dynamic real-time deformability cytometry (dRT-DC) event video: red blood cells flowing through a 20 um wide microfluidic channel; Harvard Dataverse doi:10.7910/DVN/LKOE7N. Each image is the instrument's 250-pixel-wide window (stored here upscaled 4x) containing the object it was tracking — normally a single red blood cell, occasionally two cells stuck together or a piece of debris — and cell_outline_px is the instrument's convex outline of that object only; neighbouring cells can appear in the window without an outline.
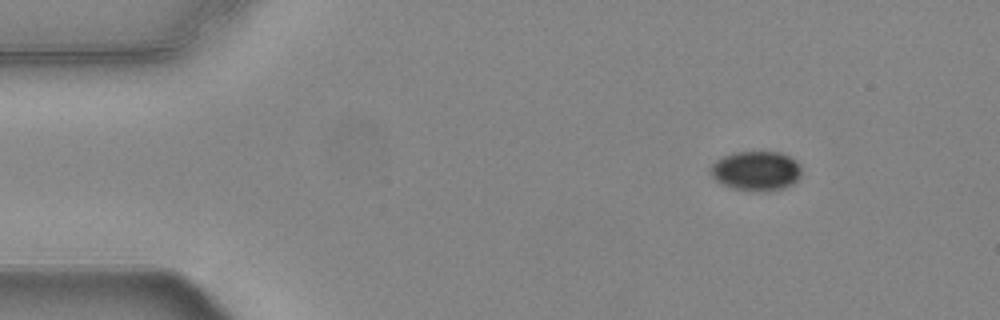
{"species": "common noctule bat (a hibernating species)", "species_latin": "Nyctalus noctula", "temperature_condition": "warm", "stored_images_in_passage": 49, "camera_frame_rate_fps": 3000, "um_per_image_px": 0.085, "animal": {"sex": "female", "body_mass_g": 24.6, "forearm_length_mm": 56.2}, "frame": {"image": 1, "passage_image": 1, "time_ms": 0.0, "image_size_px": [1000, 320], "cell_outline_px": [[800, 176], [792, 184], [784, 188], [764, 192], [732, 188], [716, 180], [708, 172], [708, 168], [720, 156], [736, 152], [780, 152], [796, 160], [800, 164]], "centroid_in_image_um": [64.24, 14.52], "position_along_channel_um": 20.8, "area_um2": 21.1}}
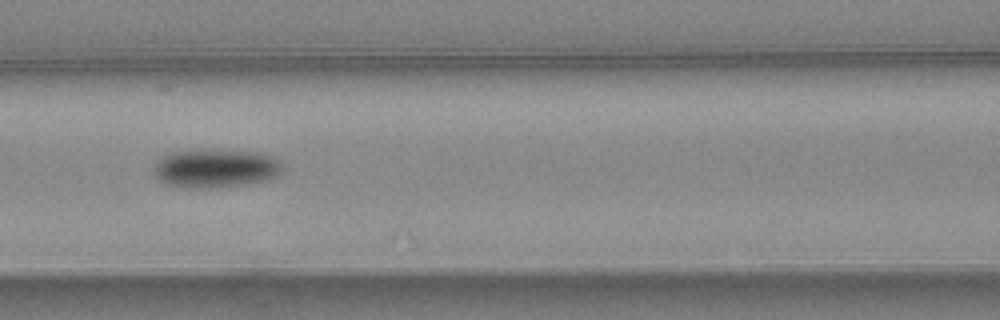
{"frame": {"image": 2, "passage_image": 18, "time_ms": 5.667, "image_size_px": [1000, 320], "cell_outline_px": [[284, 172], [280, 176], [268, 180], [220, 188], [188, 188], [168, 184], [160, 180], [152, 172], [152, 168], [164, 156], [172, 152], [260, 152], [272, 156], [284, 168]], "centroid_in_image_um": [18.38, 14.36], "position_along_channel_um": 148.2, "area_um2": 28.32}}
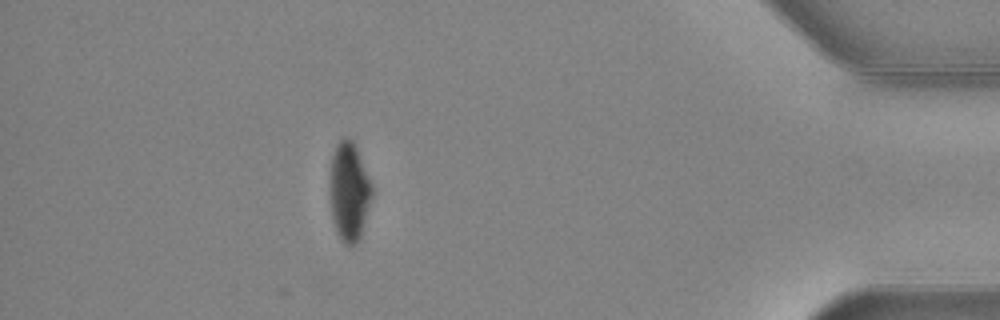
{"frame": {"image": 3, "passage_image": 43, "time_ms": 14.0, "image_size_px": [1000, 320], "cell_outline_px": [[372, 200], [360, 240], [356, 244], [344, 244], [332, 220], [328, 192], [332, 156], [336, 144], [344, 136], [348, 136], [352, 140], [356, 148], [372, 184]], "centroid_in_image_um": [29.67, 16.29], "position_along_channel_um": 405.5, "area_um2": 24.57}, "authors_computed_cell_mechanics": {"area_um2": 25.6632, "velocity_mm_per_s": 3.7261, "shape_relaxation_time_tau1_ms": 2.5454, "shape_relaxation_time_tau2_ms": null, "deformation_change_tau1": 0.1202, "deformation_change_tau2": null}}